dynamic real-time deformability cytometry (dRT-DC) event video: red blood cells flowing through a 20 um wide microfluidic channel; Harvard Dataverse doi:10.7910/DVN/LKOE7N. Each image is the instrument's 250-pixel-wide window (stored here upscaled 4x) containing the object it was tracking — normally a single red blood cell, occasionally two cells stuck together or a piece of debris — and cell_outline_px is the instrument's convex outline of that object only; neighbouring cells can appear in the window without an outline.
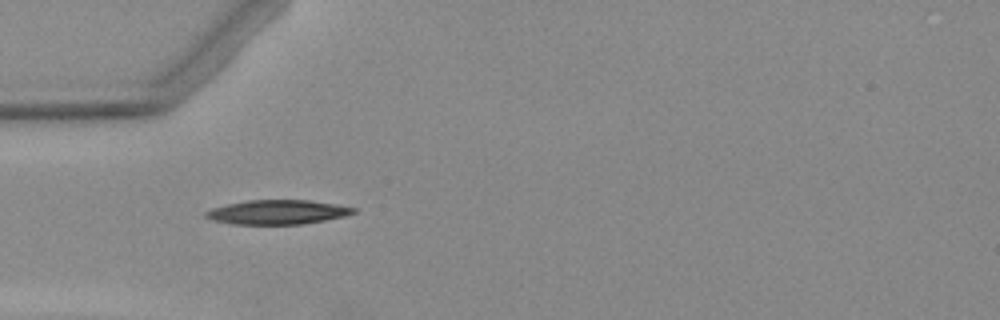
{"species": "Egyptian fruit bat (a non-hibernating species)", "species_latin": "Rousettus aegyptiacus", "temperature_condition": "warm", "stored_images_in_passage": 3, "camera_frame_rate_fps": 3000, "um_per_image_px": 0.085, "animal": {"sex": "female"}, "frame": {"image": 1, "passage_image": 2, "time_ms": 2.0, "image_size_px": [1000, 320], "cell_outline_px": [[356, 212], [344, 216], [304, 224], [232, 224], [212, 220], [204, 216], [204, 212], [212, 208], [228, 204], [248, 200], [308, 200], [336, 204], [356, 208]], "centroid_in_image_um": [23.57, 18.03], "position_along_channel_um": 61.4, "area_um2": 20.87}}
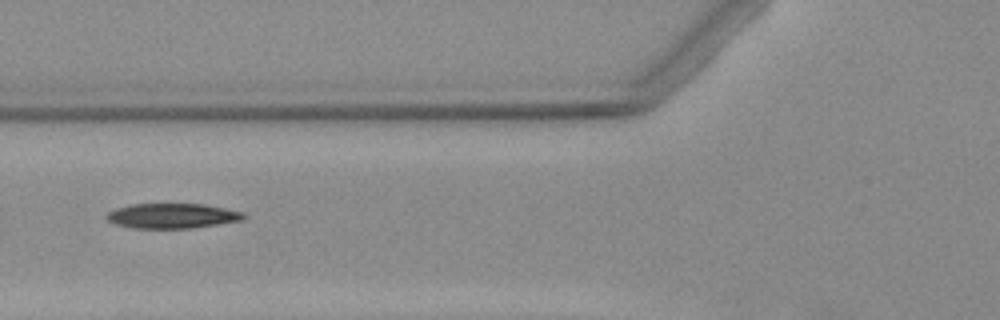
{"frame": {"image": 2, "passage_image": 3, "time_ms": 3.333, "image_size_px": [1000, 320], "cell_outline_px": [[244, 216], [240, 220], [216, 224], [188, 228], [132, 228], [116, 224], [108, 220], [104, 216], [108, 212], [116, 208], [132, 204], [204, 204], [224, 208], [240, 212]], "centroid_in_image_um": [14.54, 18.34], "position_along_channel_um": 111.3, "area_um2": 19.54}}